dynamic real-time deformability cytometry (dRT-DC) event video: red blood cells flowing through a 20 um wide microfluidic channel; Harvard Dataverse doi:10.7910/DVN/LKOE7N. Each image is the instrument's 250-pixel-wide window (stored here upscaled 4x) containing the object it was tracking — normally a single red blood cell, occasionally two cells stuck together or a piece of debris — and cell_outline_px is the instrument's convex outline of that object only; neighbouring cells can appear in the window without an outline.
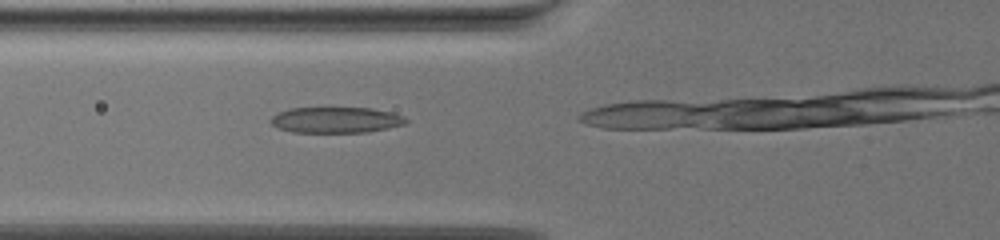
{"species": "common noctule bat (a hibernating species)", "species_latin": "Nyctalus noctula", "temperature_condition": "warm", "stored_images_in_passage": 22, "camera_frame_rate_fps": 3000, "um_per_image_px": 0.085, "animal": {"sex": "female", "body_mass_g": 19.5, "forearm_length_mm": 54.1}, "frame": {"image": 1, "passage_image": 19, "time_ms": 6.0, "image_size_px": [1000, 240], "cell_outline_px": [[408, 120], [404, 124], [388, 128], [368, 132], [292, 132], [276, 128], [268, 120], [276, 112], [288, 108], [372, 108], [392, 112], [404, 116]], "centroid_in_image_um": [28.51, 10.19], "position_along_channel_um": 97.3, "area_um2": 20.58}}